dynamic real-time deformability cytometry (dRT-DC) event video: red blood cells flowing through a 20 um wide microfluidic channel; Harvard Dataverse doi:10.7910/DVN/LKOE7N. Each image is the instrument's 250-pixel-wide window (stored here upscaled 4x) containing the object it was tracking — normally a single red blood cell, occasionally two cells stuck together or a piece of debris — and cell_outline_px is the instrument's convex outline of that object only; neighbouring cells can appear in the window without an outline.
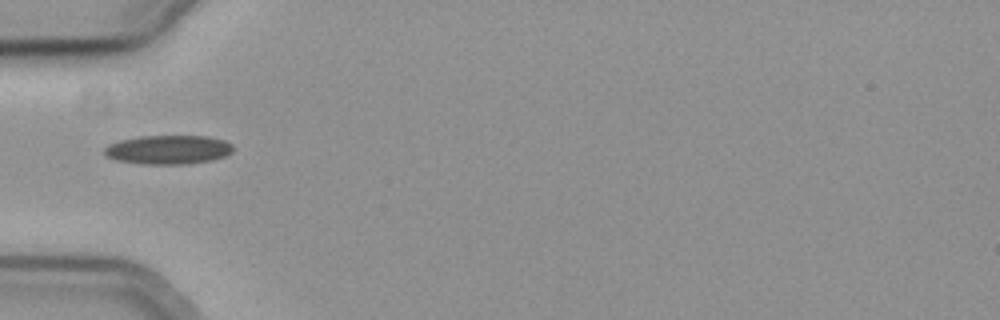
{"species": "common noctule bat (a hibernating species)", "species_latin": "Nyctalus noctula", "temperature_condition": "cold", "stored_images_in_passage": 38, "camera_frame_rate_fps": 3000, "um_per_image_px": 0.085, "animal": {"sex": "female", "body_mass_g": 19.3, "forearm_length_mm": 54.1}, "frame": {"image": 1, "passage_image": 1, "time_ms": 0.0, "image_size_px": [1000, 320], "cell_outline_px": [[232, 152], [224, 156], [212, 160], [188, 164], [144, 164], [116, 160], [104, 156], [104, 148], [108, 144], [120, 140], [140, 136], [208, 136], [224, 140], [232, 144]], "centroid_in_image_um": [14.28, 12.72], "position_along_channel_um": 70.7, "area_um2": 21.85}}
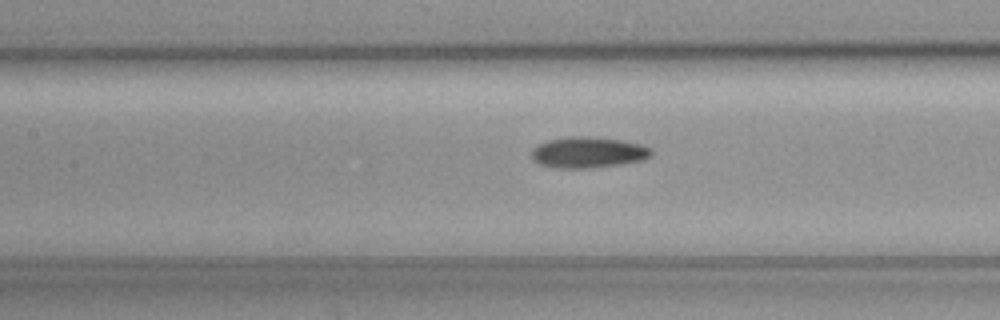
{"frame": {"image": 2, "passage_image": 8, "time_ms": 2.333, "image_size_px": [1000, 320], "cell_outline_px": [[652, 156], [644, 160], [624, 164], [592, 168], [552, 168], [540, 164], [532, 160], [532, 148], [536, 144], [548, 140], [568, 136], [584, 136], [620, 140], [640, 144], [652, 148]], "centroid_in_image_um": [49.98, 12.96], "position_along_channel_um": 157.4, "area_um2": 21.96}}
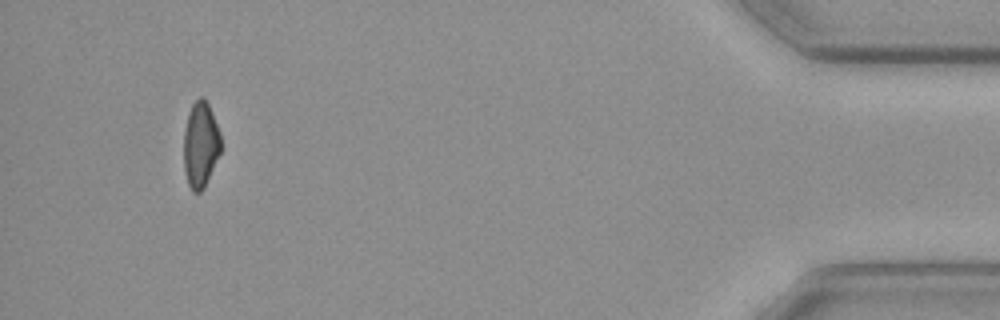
{"frame": {"image": 3, "passage_image": 35, "time_ms": 11.333, "image_size_px": [1000, 320], "cell_outline_px": [[220, 152], [204, 188], [200, 192], [192, 192], [188, 184], [184, 172], [184, 132], [188, 112], [192, 104], [200, 96], [204, 96], [212, 112], [220, 132]], "centroid_in_image_um": [17.03, 12.29], "position_along_channel_um": 418.2, "area_um2": 18.55}}